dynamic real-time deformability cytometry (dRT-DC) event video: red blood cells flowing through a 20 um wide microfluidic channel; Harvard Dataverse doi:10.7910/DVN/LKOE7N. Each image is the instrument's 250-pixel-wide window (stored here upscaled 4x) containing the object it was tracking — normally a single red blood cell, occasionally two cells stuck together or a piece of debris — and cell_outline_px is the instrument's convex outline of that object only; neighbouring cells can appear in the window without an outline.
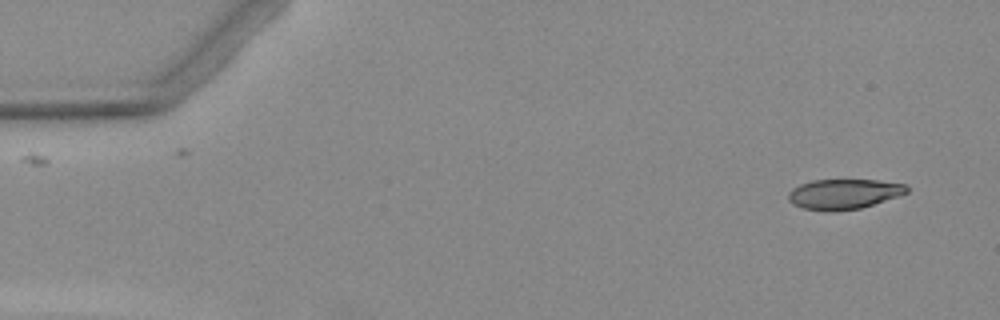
{"species": "Egyptian fruit bat (a non-hibernating species)", "species_latin": "Rousettus aegyptiacus", "temperature_condition": "warm", "stored_images_in_passage": 4, "segment_of_instrument_passage": [2, 2], "camera_frame_rate_fps": 3000, "um_per_image_px": 0.085, "animal": {"sex": "female"}, "frame": {"image": 1, "passage_image": 4, "time_ms": 3.667, "image_size_px": [1000, 320], "cell_outline_px": [[908, 192], [900, 196], [860, 208], [832, 212], [824, 212], [804, 208], [792, 204], [788, 200], [788, 192], [792, 188], [800, 184], [812, 180], [876, 180], [908, 184]], "centroid_in_image_um": [71.72, 16.5], "position_along_channel_um": 13.3, "area_um2": 21.04}}